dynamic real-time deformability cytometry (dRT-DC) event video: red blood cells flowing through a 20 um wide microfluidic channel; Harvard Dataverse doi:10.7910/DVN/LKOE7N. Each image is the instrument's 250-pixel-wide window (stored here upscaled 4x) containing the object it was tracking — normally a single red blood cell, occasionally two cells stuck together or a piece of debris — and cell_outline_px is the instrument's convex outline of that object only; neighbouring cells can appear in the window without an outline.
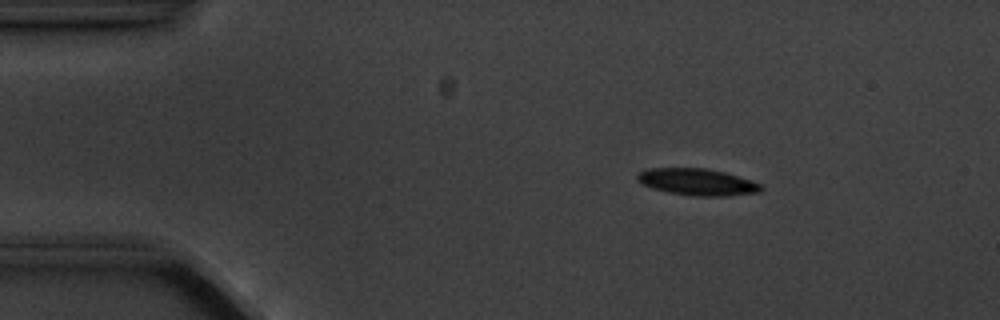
{"species": "common noctule bat (a hibernating species)", "species_latin": "Nyctalus noctula", "temperature_condition": "cold", "stored_images_in_passage": 5, "camera_frame_rate_fps": 3000, "um_per_image_px": 0.085, "animal": {"sex": "male", "body_mass_g": 20.1, "forearm_length_mm": 53.5}, "frame": {"image": 1, "passage_image": 3, "time_ms": 2.333, "image_size_px": [1000, 320], "cell_outline_px": [[764, 188], [760, 192], [724, 196], [692, 196], [668, 192], [652, 188], [640, 184], [636, 180], [636, 176], [640, 172], [648, 168], [704, 168], [724, 172], [752, 180], [760, 184]], "centroid_in_image_um": [59.25, 15.47], "position_along_channel_um": 25.8, "area_um2": 19.36}}